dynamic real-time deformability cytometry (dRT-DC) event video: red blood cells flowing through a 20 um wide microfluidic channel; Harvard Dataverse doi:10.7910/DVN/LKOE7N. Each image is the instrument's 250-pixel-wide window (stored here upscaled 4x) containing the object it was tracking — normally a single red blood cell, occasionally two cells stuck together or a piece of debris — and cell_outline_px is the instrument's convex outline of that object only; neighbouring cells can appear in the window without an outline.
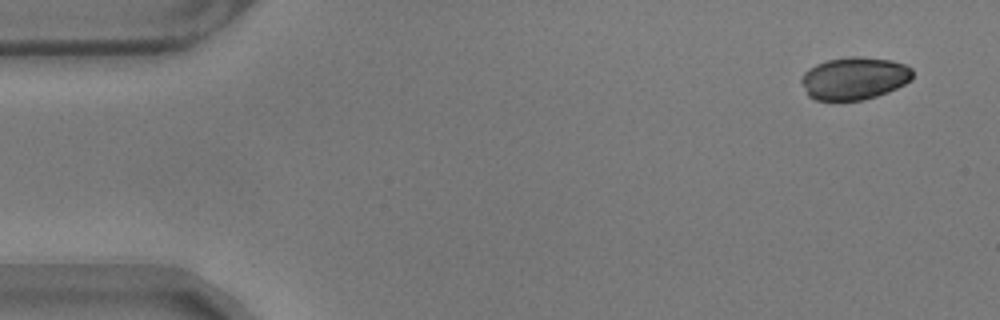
{"species": "common noctule bat (a hibernating species)", "species_latin": "Nyctalus noctula", "temperature_condition": "warm", "stored_images_in_passage": 56, "segment_of_instrument_passage": [1, 2], "camera_frame_rate_fps": 3000, "um_per_image_px": 0.085, "animal": {"sex": "male", "body_mass_g": 17.9}, "frame": {"image": 1, "passage_image": 1, "time_ms": 0.0, "image_size_px": [1000, 320], "cell_outline_px": [[912, 80], [888, 92], [864, 100], [816, 100], [808, 96], [800, 80], [804, 72], [808, 68], [816, 64], [828, 60], [852, 56], [860, 56], [892, 60], [904, 64], [912, 68]], "centroid_in_image_um": [72.61, 6.65], "position_along_channel_um": 12.4, "area_um2": 27.69}}
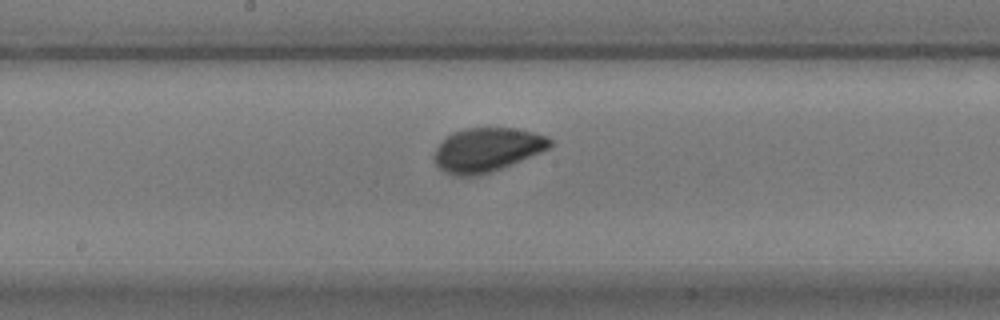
{"frame": {"image": 2, "passage_image": 27, "time_ms": 8.667, "image_size_px": [1000, 320], "cell_outline_px": [[552, 144], [548, 148], [540, 152], [492, 172], [472, 176], [456, 176], [444, 172], [432, 160], [432, 156], [436, 148], [452, 132], [468, 128], [512, 128], [532, 132], [548, 136], [552, 140]], "centroid_in_image_um": [41.36, 12.74], "position_along_channel_um": 206.8, "area_um2": 29.48}}
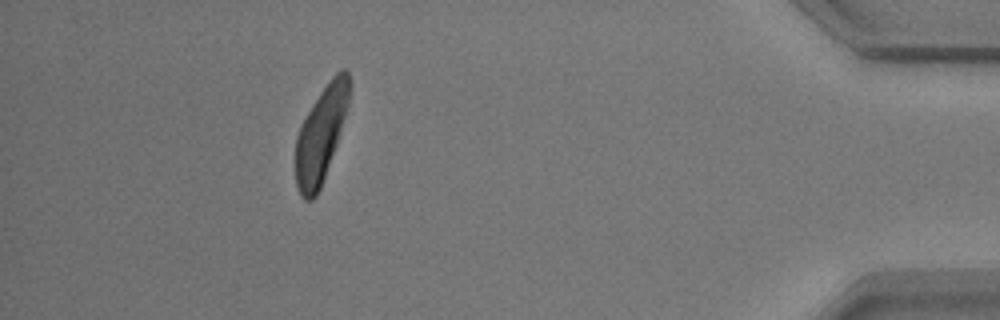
{"frame": {"image": 3, "passage_image": 49, "time_ms": 16.0, "image_size_px": [1000, 320], "cell_outline_px": [[352, 84], [348, 104], [340, 132], [324, 180], [316, 196], [312, 200], [304, 200], [300, 196], [296, 184], [296, 136], [312, 104], [320, 92], [332, 76], [340, 68], [344, 68], [348, 72], [352, 80]], "centroid_in_image_um": [27.3, 11.39], "position_along_channel_um": 407.9, "area_um2": 29.77}}